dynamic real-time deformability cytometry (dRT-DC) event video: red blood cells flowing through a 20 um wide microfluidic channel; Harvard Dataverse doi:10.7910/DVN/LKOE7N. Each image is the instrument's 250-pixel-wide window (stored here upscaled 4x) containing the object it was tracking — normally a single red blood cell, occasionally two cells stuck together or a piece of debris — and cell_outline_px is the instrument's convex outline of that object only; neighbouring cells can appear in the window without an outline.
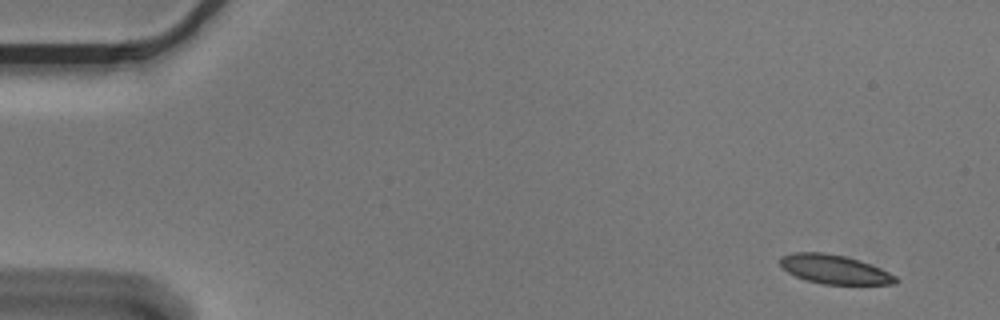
{"species": "Egyptian fruit bat (a non-hibernating species)", "species_latin": "Rousettus aegyptiacus", "temperature_condition": "cold", "stored_images_in_passage": 4, "camera_frame_rate_fps": 3000, "um_per_image_px": 0.085, "animal": {"sex": "male"}, "frame": {"image": 1, "passage_image": 1, "time_ms": 0.0, "image_size_px": [1000, 320], "cell_outline_px": [[900, 280], [896, 284], [824, 284], [804, 280], [780, 268], [780, 256], [796, 252], [824, 252], [844, 256], [860, 260], [880, 268], [896, 276]], "centroid_in_image_um": [70.91, 22.89], "position_along_channel_um": 14.1, "area_um2": 19.65}}
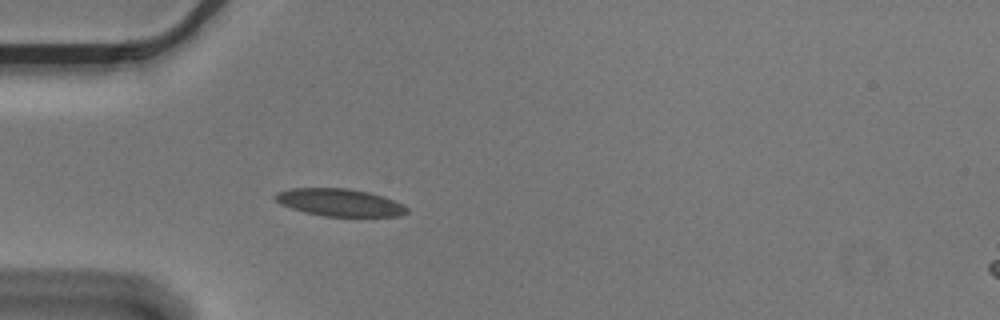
{"frame": {"image": 2, "passage_image": 4, "time_ms": 1.0, "image_size_px": [1000, 320], "cell_outline_px": [[408, 212], [400, 216], [324, 216], [304, 212], [280, 204], [272, 196], [276, 192], [292, 188], [348, 188], [368, 192], [404, 204], [408, 208]], "centroid_in_image_um": [28.84, 17.21], "position_along_channel_um": 56.2, "area_um2": 20.98}}